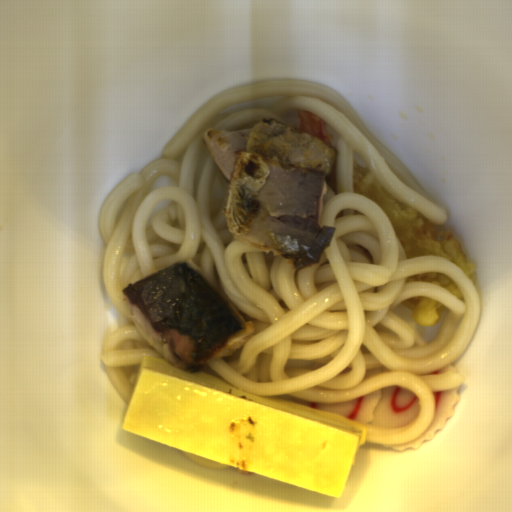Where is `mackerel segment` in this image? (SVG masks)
Masks as SVG:
<instances>
[{
  "instance_id": "obj_1",
  "label": "mackerel segment",
  "mask_w": 512,
  "mask_h": 512,
  "mask_svg": "<svg viewBox=\"0 0 512 512\" xmlns=\"http://www.w3.org/2000/svg\"><path fill=\"white\" fill-rule=\"evenodd\" d=\"M202 139L228 184L223 213L233 239L294 270L319 263L336 230L320 216L337 150L268 118L252 128L208 127Z\"/></svg>"
},
{
  "instance_id": "obj_2",
  "label": "mackerel segment",
  "mask_w": 512,
  "mask_h": 512,
  "mask_svg": "<svg viewBox=\"0 0 512 512\" xmlns=\"http://www.w3.org/2000/svg\"><path fill=\"white\" fill-rule=\"evenodd\" d=\"M121 294L169 363L188 373L230 357L254 336L252 321H245L191 260L131 282Z\"/></svg>"
}]
</instances>
